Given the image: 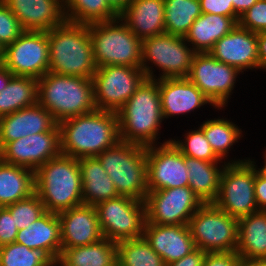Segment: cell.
I'll use <instances>...</instances> for the list:
<instances>
[{
    "label": "cell",
    "mask_w": 266,
    "mask_h": 266,
    "mask_svg": "<svg viewBox=\"0 0 266 266\" xmlns=\"http://www.w3.org/2000/svg\"><path fill=\"white\" fill-rule=\"evenodd\" d=\"M117 118L121 141L148 147L171 140L168 137L160 141L161 128L165 122L161 110L159 79L146 78L117 111Z\"/></svg>",
    "instance_id": "1"
},
{
    "label": "cell",
    "mask_w": 266,
    "mask_h": 266,
    "mask_svg": "<svg viewBox=\"0 0 266 266\" xmlns=\"http://www.w3.org/2000/svg\"><path fill=\"white\" fill-rule=\"evenodd\" d=\"M61 154L96 157L120 141L117 113L96 109L58 123Z\"/></svg>",
    "instance_id": "2"
},
{
    "label": "cell",
    "mask_w": 266,
    "mask_h": 266,
    "mask_svg": "<svg viewBox=\"0 0 266 266\" xmlns=\"http://www.w3.org/2000/svg\"><path fill=\"white\" fill-rule=\"evenodd\" d=\"M49 72L92 79L97 70L89 24L65 20L48 31Z\"/></svg>",
    "instance_id": "3"
},
{
    "label": "cell",
    "mask_w": 266,
    "mask_h": 266,
    "mask_svg": "<svg viewBox=\"0 0 266 266\" xmlns=\"http://www.w3.org/2000/svg\"><path fill=\"white\" fill-rule=\"evenodd\" d=\"M35 193L53 213L83 204L78 159L60 154L40 166L35 171Z\"/></svg>",
    "instance_id": "4"
},
{
    "label": "cell",
    "mask_w": 266,
    "mask_h": 266,
    "mask_svg": "<svg viewBox=\"0 0 266 266\" xmlns=\"http://www.w3.org/2000/svg\"><path fill=\"white\" fill-rule=\"evenodd\" d=\"M38 103L57 123L97 109L92 79L51 72L38 79Z\"/></svg>",
    "instance_id": "5"
},
{
    "label": "cell",
    "mask_w": 266,
    "mask_h": 266,
    "mask_svg": "<svg viewBox=\"0 0 266 266\" xmlns=\"http://www.w3.org/2000/svg\"><path fill=\"white\" fill-rule=\"evenodd\" d=\"M96 158L120 196L145 201L148 193L146 147L119 141Z\"/></svg>",
    "instance_id": "6"
},
{
    "label": "cell",
    "mask_w": 266,
    "mask_h": 266,
    "mask_svg": "<svg viewBox=\"0 0 266 266\" xmlns=\"http://www.w3.org/2000/svg\"><path fill=\"white\" fill-rule=\"evenodd\" d=\"M89 34L97 68L106 65L141 68L142 40L120 17L89 24Z\"/></svg>",
    "instance_id": "7"
},
{
    "label": "cell",
    "mask_w": 266,
    "mask_h": 266,
    "mask_svg": "<svg viewBox=\"0 0 266 266\" xmlns=\"http://www.w3.org/2000/svg\"><path fill=\"white\" fill-rule=\"evenodd\" d=\"M196 53L184 37L155 35L142 40L141 69L148 79L187 78Z\"/></svg>",
    "instance_id": "8"
},
{
    "label": "cell",
    "mask_w": 266,
    "mask_h": 266,
    "mask_svg": "<svg viewBox=\"0 0 266 266\" xmlns=\"http://www.w3.org/2000/svg\"><path fill=\"white\" fill-rule=\"evenodd\" d=\"M257 170L250 158L243 162L226 163L213 204L238 220L259 211L254 194Z\"/></svg>",
    "instance_id": "9"
},
{
    "label": "cell",
    "mask_w": 266,
    "mask_h": 266,
    "mask_svg": "<svg viewBox=\"0 0 266 266\" xmlns=\"http://www.w3.org/2000/svg\"><path fill=\"white\" fill-rule=\"evenodd\" d=\"M187 225L197 248L205 252L236 251L238 219L228 215L213 203H204Z\"/></svg>",
    "instance_id": "10"
},
{
    "label": "cell",
    "mask_w": 266,
    "mask_h": 266,
    "mask_svg": "<svg viewBox=\"0 0 266 266\" xmlns=\"http://www.w3.org/2000/svg\"><path fill=\"white\" fill-rule=\"evenodd\" d=\"M95 209L104 238L119 242L143 237L146 223L144 201L119 195L95 205Z\"/></svg>",
    "instance_id": "11"
},
{
    "label": "cell",
    "mask_w": 266,
    "mask_h": 266,
    "mask_svg": "<svg viewBox=\"0 0 266 266\" xmlns=\"http://www.w3.org/2000/svg\"><path fill=\"white\" fill-rule=\"evenodd\" d=\"M240 75L243 74L237 68L222 63L205 52L195 54L187 79L217 108H228Z\"/></svg>",
    "instance_id": "12"
},
{
    "label": "cell",
    "mask_w": 266,
    "mask_h": 266,
    "mask_svg": "<svg viewBox=\"0 0 266 266\" xmlns=\"http://www.w3.org/2000/svg\"><path fill=\"white\" fill-rule=\"evenodd\" d=\"M145 79L141 68L121 65L97 68L92 78L96 108L117 113Z\"/></svg>",
    "instance_id": "13"
},
{
    "label": "cell",
    "mask_w": 266,
    "mask_h": 266,
    "mask_svg": "<svg viewBox=\"0 0 266 266\" xmlns=\"http://www.w3.org/2000/svg\"><path fill=\"white\" fill-rule=\"evenodd\" d=\"M48 31H24L4 48L2 64L14 75L39 79L49 72Z\"/></svg>",
    "instance_id": "14"
},
{
    "label": "cell",
    "mask_w": 266,
    "mask_h": 266,
    "mask_svg": "<svg viewBox=\"0 0 266 266\" xmlns=\"http://www.w3.org/2000/svg\"><path fill=\"white\" fill-rule=\"evenodd\" d=\"M146 223L187 225L203 205L189 186L148 191L145 199Z\"/></svg>",
    "instance_id": "15"
},
{
    "label": "cell",
    "mask_w": 266,
    "mask_h": 266,
    "mask_svg": "<svg viewBox=\"0 0 266 266\" xmlns=\"http://www.w3.org/2000/svg\"><path fill=\"white\" fill-rule=\"evenodd\" d=\"M148 191L188 186L184 155L170 141L146 147Z\"/></svg>",
    "instance_id": "16"
},
{
    "label": "cell",
    "mask_w": 266,
    "mask_h": 266,
    "mask_svg": "<svg viewBox=\"0 0 266 266\" xmlns=\"http://www.w3.org/2000/svg\"><path fill=\"white\" fill-rule=\"evenodd\" d=\"M60 154V131H48L9 142L0 151V158L6 163L36 171Z\"/></svg>",
    "instance_id": "17"
},
{
    "label": "cell",
    "mask_w": 266,
    "mask_h": 266,
    "mask_svg": "<svg viewBox=\"0 0 266 266\" xmlns=\"http://www.w3.org/2000/svg\"><path fill=\"white\" fill-rule=\"evenodd\" d=\"M159 93L161 98V110L164 122L168 119L179 116H190L208 105L213 107V111L219 113L227 108H217L212 101L207 98L200 89L187 78H166L159 79Z\"/></svg>",
    "instance_id": "18"
},
{
    "label": "cell",
    "mask_w": 266,
    "mask_h": 266,
    "mask_svg": "<svg viewBox=\"0 0 266 266\" xmlns=\"http://www.w3.org/2000/svg\"><path fill=\"white\" fill-rule=\"evenodd\" d=\"M209 53L218 61L237 68L242 74L249 70L255 73L258 71L257 33L242 28L239 24L216 41Z\"/></svg>",
    "instance_id": "19"
},
{
    "label": "cell",
    "mask_w": 266,
    "mask_h": 266,
    "mask_svg": "<svg viewBox=\"0 0 266 266\" xmlns=\"http://www.w3.org/2000/svg\"><path fill=\"white\" fill-rule=\"evenodd\" d=\"M60 131L53 116L39 103L0 117V151L9 143L32 134Z\"/></svg>",
    "instance_id": "20"
},
{
    "label": "cell",
    "mask_w": 266,
    "mask_h": 266,
    "mask_svg": "<svg viewBox=\"0 0 266 266\" xmlns=\"http://www.w3.org/2000/svg\"><path fill=\"white\" fill-rule=\"evenodd\" d=\"M62 248L85 246L103 239L95 206L81 204L57 213Z\"/></svg>",
    "instance_id": "21"
},
{
    "label": "cell",
    "mask_w": 266,
    "mask_h": 266,
    "mask_svg": "<svg viewBox=\"0 0 266 266\" xmlns=\"http://www.w3.org/2000/svg\"><path fill=\"white\" fill-rule=\"evenodd\" d=\"M143 237L166 265L180 260L196 248L188 225L145 223Z\"/></svg>",
    "instance_id": "22"
},
{
    "label": "cell",
    "mask_w": 266,
    "mask_h": 266,
    "mask_svg": "<svg viewBox=\"0 0 266 266\" xmlns=\"http://www.w3.org/2000/svg\"><path fill=\"white\" fill-rule=\"evenodd\" d=\"M25 31H50L65 19L63 0H2Z\"/></svg>",
    "instance_id": "23"
},
{
    "label": "cell",
    "mask_w": 266,
    "mask_h": 266,
    "mask_svg": "<svg viewBox=\"0 0 266 266\" xmlns=\"http://www.w3.org/2000/svg\"><path fill=\"white\" fill-rule=\"evenodd\" d=\"M119 17L140 40L165 33L164 0H131Z\"/></svg>",
    "instance_id": "24"
},
{
    "label": "cell",
    "mask_w": 266,
    "mask_h": 266,
    "mask_svg": "<svg viewBox=\"0 0 266 266\" xmlns=\"http://www.w3.org/2000/svg\"><path fill=\"white\" fill-rule=\"evenodd\" d=\"M16 243L45 250L55 261L61 255V224L57 213L46 211L26 229L18 230Z\"/></svg>",
    "instance_id": "25"
},
{
    "label": "cell",
    "mask_w": 266,
    "mask_h": 266,
    "mask_svg": "<svg viewBox=\"0 0 266 266\" xmlns=\"http://www.w3.org/2000/svg\"><path fill=\"white\" fill-rule=\"evenodd\" d=\"M230 119L231 117L228 119L227 116L210 117L208 119L206 117L203 122H196V124L200 123L196 126H199L203 130L206 139L210 143L215 154L222 161L225 163L243 162L250 157L239 158L238 156V159L236 157L230 158V153L236 151L233 149V146H236L245 135L243 132L244 130L240 128V125L238 126L233 119Z\"/></svg>",
    "instance_id": "26"
},
{
    "label": "cell",
    "mask_w": 266,
    "mask_h": 266,
    "mask_svg": "<svg viewBox=\"0 0 266 266\" xmlns=\"http://www.w3.org/2000/svg\"><path fill=\"white\" fill-rule=\"evenodd\" d=\"M239 18L202 13L196 18L184 38L197 53L209 52L216 41L236 27Z\"/></svg>",
    "instance_id": "27"
},
{
    "label": "cell",
    "mask_w": 266,
    "mask_h": 266,
    "mask_svg": "<svg viewBox=\"0 0 266 266\" xmlns=\"http://www.w3.org/2000/svg\"><path fill=\"white\" fill-rule=\"evenodd\" d=\"M82 181L83 204L95 206L118 197L113 181L96 157L78 159Z\"/></svg>",
    "instance_id": "28"
},
{
    "label": "cell",
    "mask_w": 266,
    "mask_h": 266,
    "mask_svg": "<svg viewBox=\"0 0 266 266\" xmlns=\"http://www.w3.org/2000/svg\"><path fill=\"white\" fill-rule=\"evenodd\" d=\"M236 252L243 262L266 259L265 210H259L238 220Z\"/></svg>",
    "instance_id": "29"
},
{
    "label": "cell",
    "mask_w": 266,
    "mask_h": 266,
    "mask_svg": "<svg viewBox=\"0 0 266 266\" xmlns=\"http://www.w3.org/2000/svg\"><path fill=\"white\" fill-rule=\"evenodd\" d=\"M189 177L188 186L202 203H213L219 192L225 162H208L184 155Z\"/></svg>",
    "instance_id": "30"
},
{
    "label": "cell",
    "mask_w": 266,
    "mask_h": 266,
    "mask_svg": "<svg viewBox=\"0 0 266 266\" xmlns=\"http://www.w3.org/2000/svg\"><path fill=\"white\" fill-rule=\"evenodd\" d=\"M58 262L62 266H118L117 242L103 238L85 246L61 248Z\"/></svg>",
    "instance_id": "31"
},
{
    "label": "cell",
    "mask_w": 266,
    "mask_h": 266,
    "mask_svg": "<svg viewBox=\"0 0 266 266\" xmlns=\"http://www.w3.org/2000/svg\"><path fill=\"white\" fill-rule=\"evenodd\" d=\"M35 193V171L4 162L0 158V207Z\"/></svg>",
    "instance_id": "32"
},
{
    "label": "cell",
    "mask_w": 266,
    "mask_h": 266,
    "mask_svg": "<svg viewBox=\"0 0 266 266\" xmlns=\"http://www.w3.org/2000/svg\"><path fill=\"white\" fill-rule=\"evenodd\" d=\"M38 103V80L13 76L0 92V117Z\"/></svg>",
    "instance_id": "33"
},
{
    "label": "cell",
    "mask_w": 266,
    "mask_h": 266,
    "mask_svg": "<svg viewBox=\"0 0 266 266\" xmlns=\"http://www.w3.org/2000/svg\"><path fill=\"white\" fill-rule=\"evenodd\" d=\"M65 19L78 24L111 21L119 13L107 0H63Z\"/></svg>",
    "instance_id": "34"
},
{
    "label": "cell",
    "mask_w": 266,
    "mask_h": 266,
    "mask_svg": "<svg viewBox=\"0 0 266 266\" xmlns=\"http://www.w3.org/2000/svg\"><path fill=\"white\" fill-rule=\"evenodd\" d=\"M201 14L199 0H164L165 33L185 37Z\"/></svg>",
    "instance_id": "35"
},
{
    "label": "cell",
    "mask_w": 266,
    "mask_h": 266,
    "mask_svg": "<svg viewBox=\"0 0 266 266\" xmlns=\"http://www.w3.org/2000/svg\"><path fill=\"white\" fill-rule=\"evenodd\" d=\"M117 259L118 266H166L144 237L117 242Z\"/></svg>",
    "instance_id": "36"
},
{
    "label": "cell",
    "mask_w": 266,
    "mask_h": 266,
    "mask_svg": "<svg viewBox=\"0 0 266 266\" xmlns=\"http://www.w3.org/2000/svg\"><path fill=\"white\" fill-rule=\"evenodd\" d=\"M184 131L181 134L182 137L174 136L170 140L183 155L208 162H224L215 154L203 130L199 126L195 127L193 125V128Z\"/></svg>",
    "instance_id": "37"
},
{
    "label": "cell",
    "mask_w": 266,
    "mask_h": 266,
    "mask_svg": "<svg viewBox=\"0 0 266 266\" xmlns=\"http://www.w3.org/2000/svg\"><path fill=\"white\" fill-rule=\"evenodd\" d=\"M55 260L42 249L13 242L0 247V266H54Z\"/></svg>",
    "instance_id": "38"
},
{
    "label": "cell",
    "mask_w": 266,
    "mask_h": 266,
    "mask_svg": "<svg viewBox=\"0 0 266 266\" xmlns=\"http://www.w3.org/2000/svg\"><path fill=\"white\" fill-rule=\"evenodd\" d=\"M12 216L18 230L26 229L45 212L44 204L36 193L5 207Z\"/></svg>",
    "instance_id": "39"
},
{
    "label": "cell",
    "mask_w": 266,
    "mask_h": 266,
    "mask_svg": "<svg viewBox=\"0 0 266 266\" xmlns=\"http://www.w3.org/2000/svg\"><path fill=\"white\" fill-rule=\"evenodd\" d=\"M25 30L9 7L0 0V44L5 48L13 43Z\"/></svg>",
    "instance_id": "40"
},
{
    "label": "cell",
    "mask_w": 266,
    "mask_h": 266,
    "mask_svg": "<svg viewBox=\"0 0 266 266\" xmlns=\"http://www.w3.org/2000/svg\"><path fill=\"white\" fill-rule=\"evenodd\" d=\"M238 24L254 33L266 32V0L253 4L240 16Z\"/></svg>",
    "instance_id": "41"
},
{
    "label": "cell",
    "mask_w": 266,
    "mask_h": 266,
    "mask_svg": "<svg viewBox=\"0 0 266 266\" xmlns=\"http://www.w3.org/2000/svg\"><path fill=\"white\" fill-rule=\"evenodd\" d=\"M17 233L11 213L5 207H0V247L15 242Z\"/></svg>",
    "instance_id": "42"
},
{
    "label": "cell",
    "mask_w": 266,
    "mask_h": 266,
    "mask_svg": "<svg viewBox=\"0 0 266 266\" xmlns=\"http://www.w3.org/2000/svg\"><path fill=\"white\" fill-rule=\"evenodd\" d=\"M241 257L233 252H206L203 266H239Z\"/></svg>",
    "instance_id": "43"
},
{
    "label": "cell",
    "mask_w": 266,
    "mask_h": 266,
    "mask_svg": "<svg viewBox=\"0 0 266 266\" xmlns=\"http://www.w3.org/2000/svg\"><path fill=\"white\" fill-rule=\"evenodd\" d=\"M202 13L226 17H239L233 8L232 0H199Z\"/></svg>",
    "instance_id": "44"
},
{
    "label": "cell",
    "mask_w": 266,
    "mask_h": 266,
    "mask_svg": "<svg viewBox=\"0 0 266 266\" xmlns=\"http://www.w3.org/2000/svg\"><path fill=\"white\" fill-rule=\"evenodd\" d=\"M254 194L258 209L266 211V176L258 170L255 172Z\"/></svg>",
    "instance_id": "45"
},
{
    "label": "cell",
    "mask_w": 266,
    "mask_h": 266,
    "mask_svg": "<svg viewBox=\"0 0 266 266\" xmlns=\"http://www.w3.org/2000/svg\"><path fill=\"white\" fill-rule=\"evenodd\" d=\"M205 256L206 252L196 247L185 257L181 258L180 260L171 262L166 266H203Z\"/></svg>",
    "instance_id": "46"
},
{
    "label": "cell",
    "mask_w": 266,
    "mask_h": 266,
    "mask_svg": "<svg viewBox=\"0 0 266 266\" xmlns=\"http://www.w3.org/2000/svg\"><path fill=\"white\" fill-rule=\"evenodd\" d=\"M259 71L266 72V32L257 33Z\"/></svg>",
    "instance_id": "47"
},
{
    "label": "cell",
    "mask_w": 266,
    "mask_h": 266,
    "mask_svg": "<svg viewBox=\"0 0 266 266\" xmlns=\"http://www.w3.org/2000/svg\"><path fill=\"white\" fill-rule=\"evenodd\" d=\"M258 0H232L234 12L240 17Z\"/></svg>",
    "instance_id": "48"
},
{
    "label": "cell",
    "mask_w": 266,
    "mask_h": 266,
    "mask_svg": "<svg viewBox=\"0 0 266 266\" xmlns=\"http://www.w3.org/2000/svg\"><path fill=\"white\" fill-rule=\"evenodd\" d=\"M14 75L0 63V92L8 85Z\"/></svg>",
    "instance_id": "49"
},
{
    "label": "cell",
    "mask_w": 266,
    "mask_h": 266,
    "mask_svg": "<svg viewBox=\"0 0 266 266\" xmlns=\"http://www.w3.org/2000/svg\"><path fill=\"white\" fill-rule=\"evenodd\" d=\"M109 4L120 13L131 0H107Z\"/></svg>",
    "instance_id": "50"
},
{
    "label": "cell",
    "mask_w": 266,
    "mask_h": 266,
    "mask_svg": "<svg viewBox=\"0 0 266 266\" xmlns=\"http://www.w3.org/2000/svg\"><path fill=\"white\" fill-rule=\"evenodd\" d=\"M264 148H265L264 151L261 152V153H263V156L261 158L264 159L262 161V165L260 163V166L258 167V165H259L258 161L256 159L252 158V156H250V159L255 163V165L257 166L258 171L260 173H262L264 176H266V147H264Z\"/></svg>",
    "instance_id": "51"
},
{
    "label": "cell",
    "mask_w": 266,
    "mask_h": 266,
    "mask_svg": "<svg viewBox=\"0 0 266 266\" xmlns=\"http://www.w3.org/2000/svg\"><path fill=\"white\" fill-rule=\"evenodd\" d=\"M247 263L250 266H266V259L250 260Z\"/></svg>",
    "instance_id": "52"
},
{
    "label": "cell",
    "mask_w": 266,
    "mask_h": 266,
    "mask_svg": "<svg viewBox=\"0 0 266 266\" xmlns=\"http://www.w3.org/2000/svg\"><path fill=\"white\" fill-rule=\"evenodd\" d=\"M4 58V48L3 46L0 44V63H2Z\"/></svg>",
    "instance_id": "53"
},
{
    "label": "cell",
    "mask_w": 266,
    "mask_h": 266,
    "mask_svg": "<svg viewBox=\"0 0 266 266\" xmlns=\"http://www.w3.org/2000/svg\"><path fill=\"white\" fill-rule=\"evenodd\" d=\"M239 266H250L247 262H241V264Z\"/></svg>",
    "instance_id": "54"
},
{
    "label": "cell",
    "mask_w": 266,
    "mask_h": 266,
    "mask_svg": "<svg viewBox=\"0 0 266 266\" xmlns=\"http://www.w3.org/2000/svg\"><path fill=\"white\" fill-rule=\"evenodd\" d=\"M54 266H62V265L58 261H56Z\"/></svg>",
    "instance_id": "55"
}]
</instances>
